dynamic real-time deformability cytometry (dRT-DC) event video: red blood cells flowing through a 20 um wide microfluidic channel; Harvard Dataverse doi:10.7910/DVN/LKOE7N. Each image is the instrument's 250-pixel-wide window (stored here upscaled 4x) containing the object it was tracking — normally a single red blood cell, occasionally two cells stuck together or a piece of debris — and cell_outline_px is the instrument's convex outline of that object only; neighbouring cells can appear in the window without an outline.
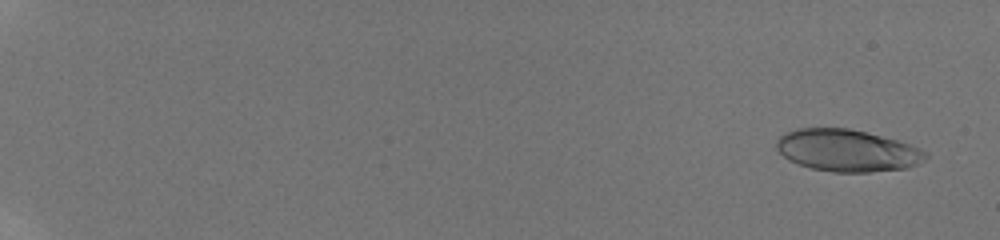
{"species": "human", "species_latin": "Homo sapiens", "temperature_condition": "room temperature", "stored_images_in_passage": 47, "camera_frame_rate_fps": 3000, "um_per_image_px": 0.085, "donor": {"sex": "male"}, "frame": {"image": 1, "passage_image": 5, "time_ms": 0.667, "image_size_px": [1000, 240], "cell_outline_px": [[928, 156], [924, 160], [908, 168], [868, 172], [832, 172], [812, 168], [788, 160], [776, 148], [776, 140], [784, 132], [796, 128], [848, 128], [896, 140], [908, 144], [928, 152]], "centroid_in_image_um": [71.98, 12.79], "position_along_channel_um": 13.0, "area_um2": 36.36}}
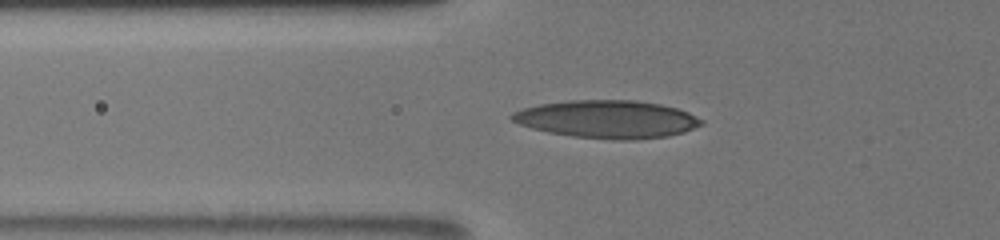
{"frame": {"image": 2, "passage_image": 39, "time_ms": 7.667, "image_size_px": [1000, 240], "cell_outline_px": [[704, 124], [684, 132], [668, 136], [636, 140], [612, 140], [572, 136], [548, 132], [532, 128], [520, 124], [512, 120], [508, 116], [512, 112], [524, 108], [540, 104], [568, 100], [636, 100], [660, 104], [676, 108], [688, 112], [704, 120]], "centroid_in_image_um": [51.63, 10.13], "position_along_channel_um": 74.2, "area_um2": 41.96}}
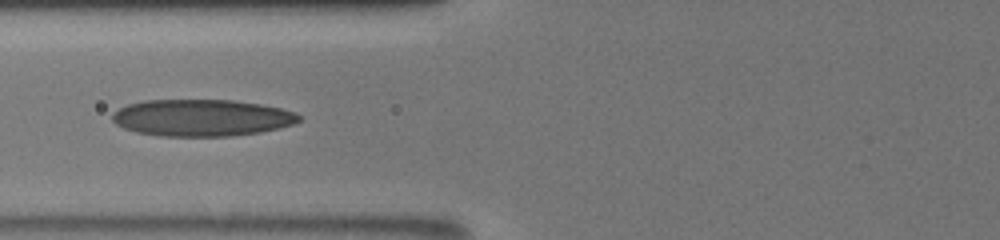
{"frame": {"image": 3, "passage_image": 46, "time_ms": 8.667, "image_size_px": [1000, 240], "cell_outline_px": [[300, 120], [292, 124], [280, 128], [260, 132], [232, 136], [160, 136], [136, 132], [124, 128], [116, 124], [112, 120], [112, 112], [128, 104], [144, 100], [232, 100], [260, 104], [280, 108], [296, 112], [300, 116]], "centroid_in_image_um": [17.13, 10.01], "position_along_channel_um": 108.7, "area_um2": 40.11}}